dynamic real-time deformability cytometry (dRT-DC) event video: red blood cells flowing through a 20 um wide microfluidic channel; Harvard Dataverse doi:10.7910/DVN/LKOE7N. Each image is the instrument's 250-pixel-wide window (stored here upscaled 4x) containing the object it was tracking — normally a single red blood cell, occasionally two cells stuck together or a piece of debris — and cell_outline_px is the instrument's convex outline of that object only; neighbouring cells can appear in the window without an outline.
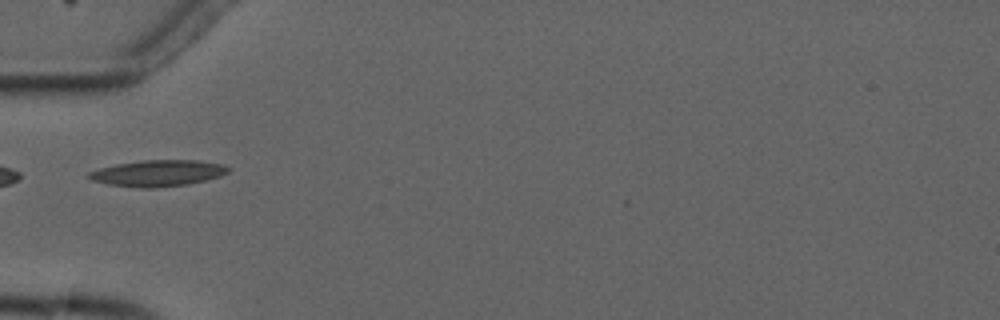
{"species": "common noctule bat (a hibernating species)", "species_latin": "Nyctalus noctula", "temperature_condition": "cold", "stored_images_in_passage": 5, "camera_frame_rate_fps": 3000, "um_per_image_px": 0.085, "animal": {"sex": "male", "forearm_length_mm": 52.5}, "frame": {"image": 1, "passage_image": 5, "time_ms": 5.333, "image_size_px": [1000, 320], "cell_outline_px": [[232, 168], [228, 172], [220, 176], [188, 184], [152, 188], [140, 188], [108, 184], [92, 180], [84, 176], [88, 172], [100, 168], [116, 164], [144, 160], [200, 160], [224, 164]], "centroid_in_image_um": [13.42, 14.71], "position_along_channel_um": 71.6, "area_um2": 21.44}}